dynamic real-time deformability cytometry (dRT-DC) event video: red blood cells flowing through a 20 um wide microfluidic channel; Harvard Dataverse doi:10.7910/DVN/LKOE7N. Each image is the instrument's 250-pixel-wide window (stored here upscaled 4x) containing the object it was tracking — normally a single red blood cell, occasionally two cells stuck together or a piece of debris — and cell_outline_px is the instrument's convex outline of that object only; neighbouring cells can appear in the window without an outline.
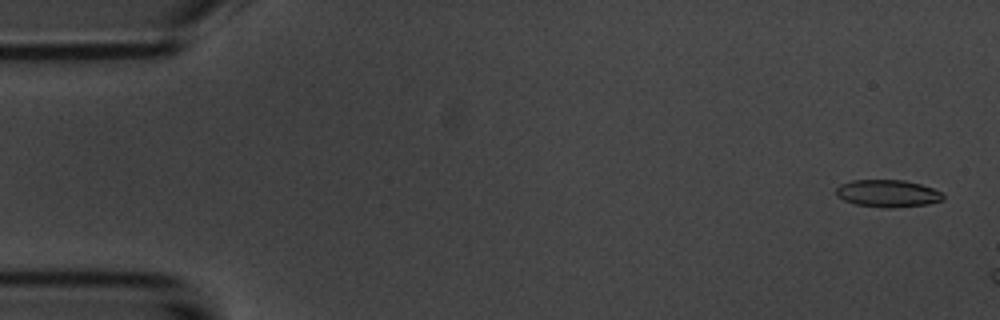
{"species": "common noctule bat (a hibernating species)", "species_latin": "Nyctalus noctula", "temperature_condition": "room temperature", "stored_images_in_passage": 8, "camera_frame_rate_fps": 3000, "um_per_image_px": 0.085, "animal": {"sex": "male", "body_mass_g": 20.1, "forearm_length_mm": 53.5}, "frame": {"image": 1, "passage_image": 2, "time_ms": 0.333, "image_size_px": [1000, 320], "cell_outline_px": [[944, 200], [928, 204], [892, 208], [888, 208], [856, 204], [844, 200], [836, 196], [836, 188], [840, 184], [852, 180], [904, 180], [920, 184], [932, 188], [940, 192], [944, 196]], "centroid_in_image_um": [75.45, 16.44], "position_along_channel_um": 9.6, "area_um2": 16.99}}